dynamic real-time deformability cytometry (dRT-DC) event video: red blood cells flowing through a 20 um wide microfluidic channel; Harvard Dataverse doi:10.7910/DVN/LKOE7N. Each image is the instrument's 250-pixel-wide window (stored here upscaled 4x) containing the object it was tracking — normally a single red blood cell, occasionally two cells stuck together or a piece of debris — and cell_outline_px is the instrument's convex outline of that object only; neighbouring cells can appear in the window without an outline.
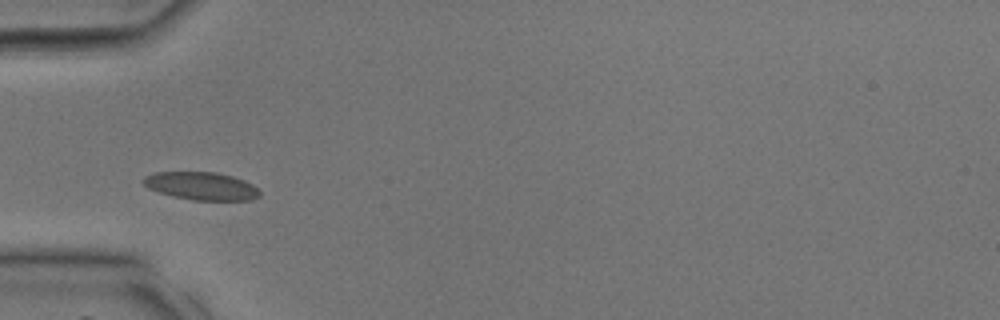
{"species": "common noctule bat (a hibernating species)", "species_latin": "Nyctalus noctula", "temperature_condition": "room temperature", "stored_images_in_passage": 29, "camera_frame_rate_fps": 3000, "um_per_image_px": 0.085, "animal": {"sex": "male", "body_mass_g": 17.9, "forearm_length_mm": 54.2}, "frame": {"image": 1, "passage_image": 4, "time_ms": 1.0, "image_size_px": [1000, 320], "cell_outline_px": [[260, 196], [252, 200], [192, 200], [172, 196], [148, 188], [140, 180], [144, 176], [156, 172], [216, 172], [232, 176], [244, 180], [252, 184], [260, 192]], "centroid_in_image_um": [17.1, 15.81], "position_along_channel_um": 67.9, "area_um2": 18.96}}
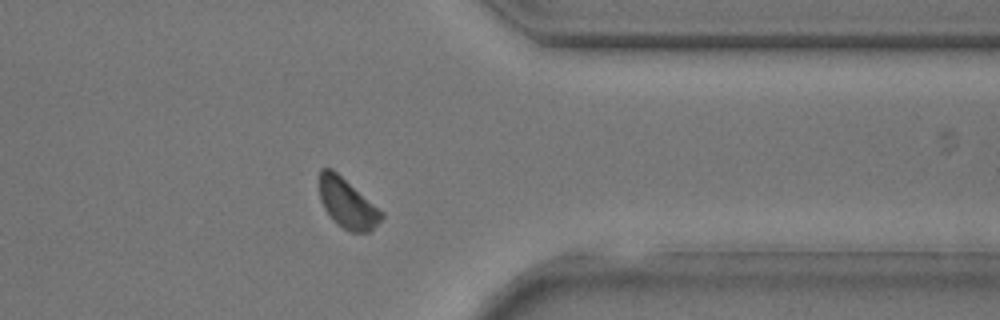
{"frame": {"image": 2, "passage_image": 22, "time_ms": 7.0, "image_size_px": [1000, 320], "cell_outline_px": [[384, 216], [368, 232], [352, 232], [336, 224], [332, 220], [324, 208], [320, 200], [320, 168], [332, 168], [384, 212]], "centroid_in_image_um": [29.51, 17.28], "position_along_channel_um": 381.9, "area_um2": 17.8}}
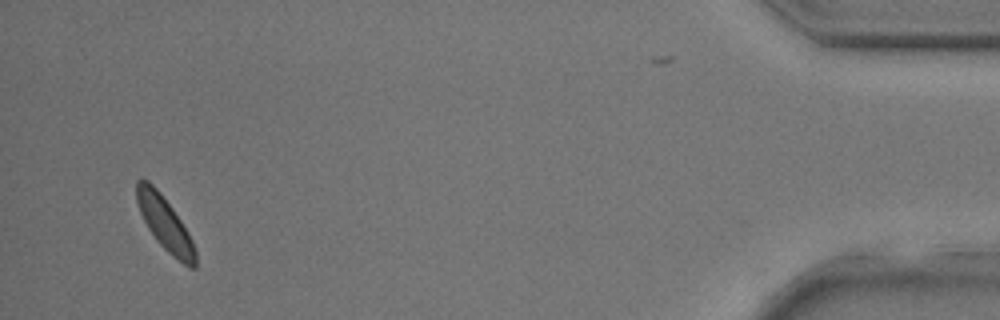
{"frame": {"image": 3, "passage_image": 28, "time_ms": 9.0, "image_size_px": [1000, 320], "cell_outline_px": [[196, 268], [188, 268], [172, 256], [156, 240], [148, 228], [140, 212], [136, 200], [136, 180], [140, 176], [148, 180], [160, 192], [172, 208], [188, 232], [192, 240], [196, 252]], "centroid_in_image_um": [14.01, 18.99], "position_along_channel_um": 421.2, "area_um2": 18.38}}